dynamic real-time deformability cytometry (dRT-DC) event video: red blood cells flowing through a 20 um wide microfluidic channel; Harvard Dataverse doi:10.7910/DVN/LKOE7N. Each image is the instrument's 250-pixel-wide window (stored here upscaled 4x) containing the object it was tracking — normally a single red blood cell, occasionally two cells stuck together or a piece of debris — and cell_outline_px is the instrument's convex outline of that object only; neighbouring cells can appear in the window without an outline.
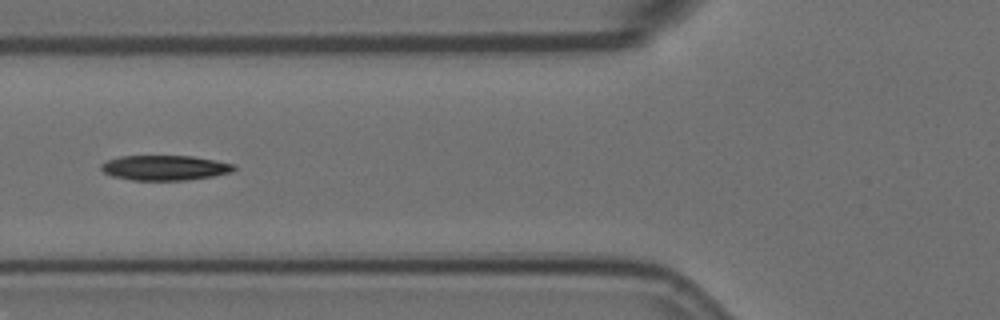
{"species": "Egyptian fruit bat (a non-hibernating species)", "species_latin": "Rousettus aegyptiacus", "temperature_condition": "room temperature", "stored_images_in_passage": 14, "segment_of_instrument_passage": [1, 2], "camera_frame_rate_fps": 3000, "um_per_image_px": 0.085, "animal": {"sex": "female"}, "frame": {"image": 1, "passage_image": 4, "time_ms": 1.0, "image_size_px": [1000, 320], "cell_outline_px": [[236, 168], [232, 172], [212, 176], [188, 180], [132, 180], [112, 176], [104, 172], [100, 168], [100, 164], [108, 160], [120, 156], [192, 156], [236, 164]], "centroid_in_image_um": [14.01, 14.26], "position_along_channel_um": 111.8, "area_um2": 19.36}}
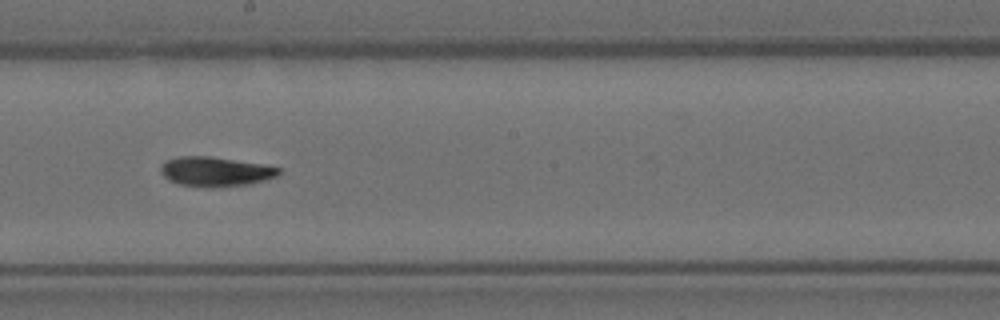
{"frame": {"image": 2, "passage_image": 7, "time_ms": 2.0, "image_size_px": [1000, 320], "cell_outline_px": [[280, 172], [276, 176], [264, 180], [248, 184], [180, 184], [168, 180], [160, 172], [160, 168], [164, 160], [180, 156], [208, 156], [264, 164], [280, 168]], "centroid_in_image_um": [18.29, 14.52], "position_along_channel_um": 229.9, "area_um2": 19.36}}
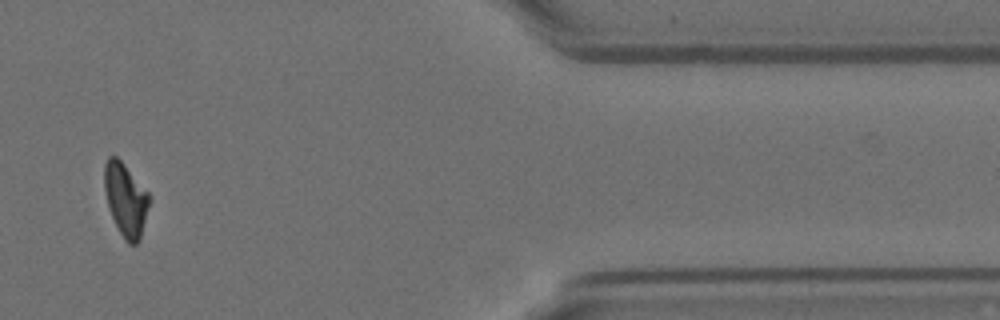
{"frame": {"image": 3, "passage_image": 12, "time_ms": 3.667, "image_size_px": [1000, 320], "cell_outline_px": [[152, 200], [140, 240], [136, 244], [128, 244], [124, 240], [112, 216], [108, 204], [104, 188], [104, 164], [108, 156], [116, 156], [124, 164], [152, 196]], "centroid_in_image_um": [10.72, 16.97], "position_along_channel_um": 400.7, "area_um2": 19.36}}